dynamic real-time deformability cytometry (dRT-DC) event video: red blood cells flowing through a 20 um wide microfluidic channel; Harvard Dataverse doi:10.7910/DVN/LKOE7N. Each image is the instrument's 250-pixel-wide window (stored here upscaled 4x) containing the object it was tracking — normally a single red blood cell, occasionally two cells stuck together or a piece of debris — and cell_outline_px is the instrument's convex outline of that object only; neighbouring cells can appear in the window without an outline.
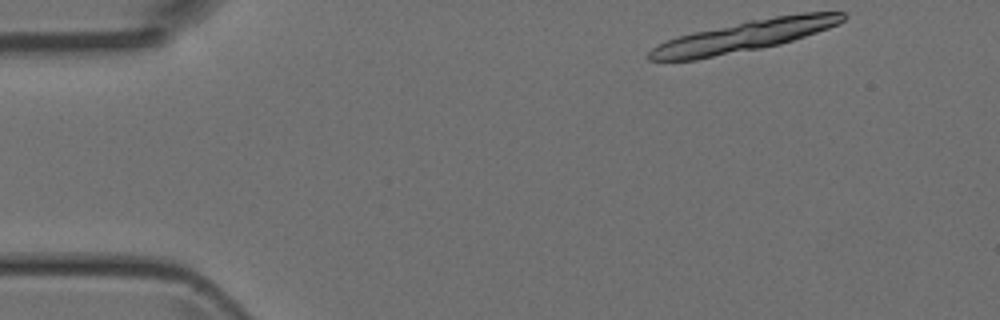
{"species": "Egyptian fruit bat (a non-hibernating species)", "species_latin": "Rousettus aegyptiacus", "temperature_condition": "room temperature", "stored_images_in_passage": 12, "camera_frame_rate_fps": 3000, "um_per_image_px": 0.085, "animal": {"sex": "female"}, "frame": {"image": 1, "passage_image": 1, "time_ms": 0.0, "image_size_px": [1000, 320], "cell_outline_px": [[848, 16], [844, 20], [828, 28], [780, 44], [760, 48], [696, 60], [648, 60], [644, 56], [652, 48], [668, 40], [692, 32], [748, 20], [804, 12], [844, 12]], "centroid_in_image_um": [63.24, 3.06], "position_along_channel_um": 21.8, "area_um2": 34.68}}